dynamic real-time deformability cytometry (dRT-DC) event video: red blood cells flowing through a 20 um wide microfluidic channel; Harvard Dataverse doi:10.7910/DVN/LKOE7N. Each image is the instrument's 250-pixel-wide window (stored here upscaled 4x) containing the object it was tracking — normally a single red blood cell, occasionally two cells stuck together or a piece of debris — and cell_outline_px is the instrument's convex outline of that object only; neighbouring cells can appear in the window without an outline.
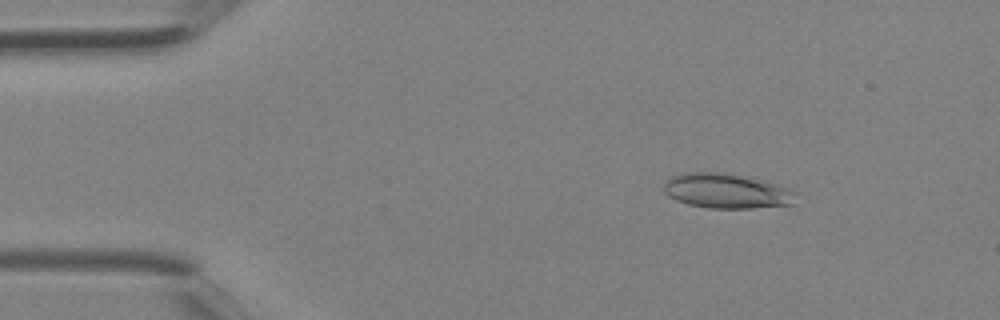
{"species": "Egyptian fruit bat (a non-hibernating species)", "species_latin": "Rousettus aegyptiacus", "temperature_condition": "room temperature", "stored_images_in_passage": 13, "camera_frame_rate_fps": 3000, "um_per_image_px": 0.085, "animal": {"sex": "female"}, "frame": {"image": 1, "passage_image": 6, "time_ms": 1.667, "image_size_px": [1000, 320], "cell_outline_px": [[800, 192], [792, 204], [752, 208], [708, 208], [688, 204], [676, 200], [668, 196], [664, 192], [664, 184], [672, 176], [680, 172], [724, 172], [792, 188]], "centroid_in_image_um": [61.77, 16.23], "position_along_channel_um": 23.2, "area_um2": 26.88}}